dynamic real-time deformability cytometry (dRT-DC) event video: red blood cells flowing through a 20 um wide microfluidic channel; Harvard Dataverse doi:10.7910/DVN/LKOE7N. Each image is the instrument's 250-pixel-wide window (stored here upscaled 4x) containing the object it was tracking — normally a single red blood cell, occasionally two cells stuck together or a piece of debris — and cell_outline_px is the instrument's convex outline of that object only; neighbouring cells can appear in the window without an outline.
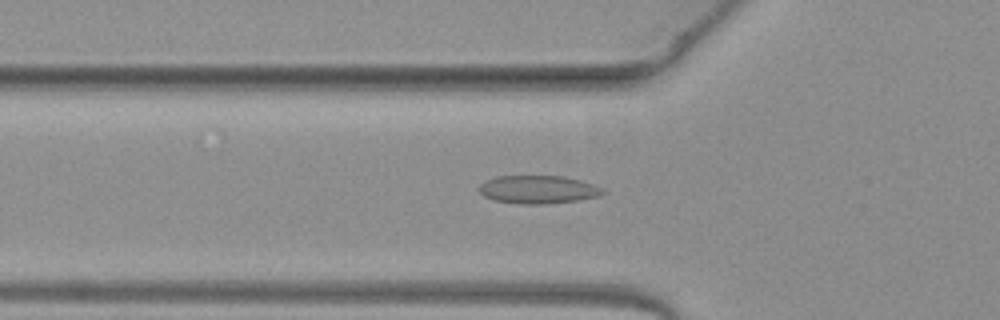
{"species": "common noctule bat (a hibernating species)", "species_latin": "Nyctalus noctula", "temperature_condition": "warm", "stored_images_in_passage": 11, "camera_frame_rate_fps": 3000, "um_per_image_px": 0.085, "animal": {"sex": "female", "body_mass_g": 19.3, "forearm_length_mm": 54.1}, "frame": {"image": 1, "passage_image": 2, "time_ms": 0.333, "image_size_px": [1000, 320], "cell_outline_px": [[604, 192], [600, 196], [576, 200], [544, 204], [520, 204], [496, 200], [484, 196], [480, 192], [480, 184], [484, 180], [496, 176], [564, 176], [580, 180], [604, 188]], "centroid_in_image_um": [45.74, 16.1], "position_along_channel_um": 80.1, "area_um2": 20.17}}
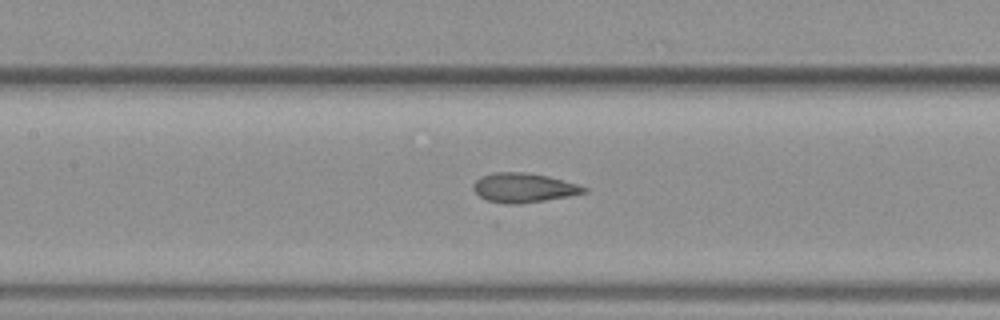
{"frame": {"image": 2, "passage_image": 8, "time_ms": 2.333, "image_size_px": [1000, 320], "cell_outline_px": [[588, 192], [568, 196], [520, 204], [504, 204], [488, 200], [480, 196], [472, 188], [476, 180], [480, 176], [496, 172], [524, 172], [548, 176], [576, 184], [588, 188]], "centroid_in_image_um": [44.5, 15.96], "position_along_channel_um": 162.9, "area_um2": 18.79}}
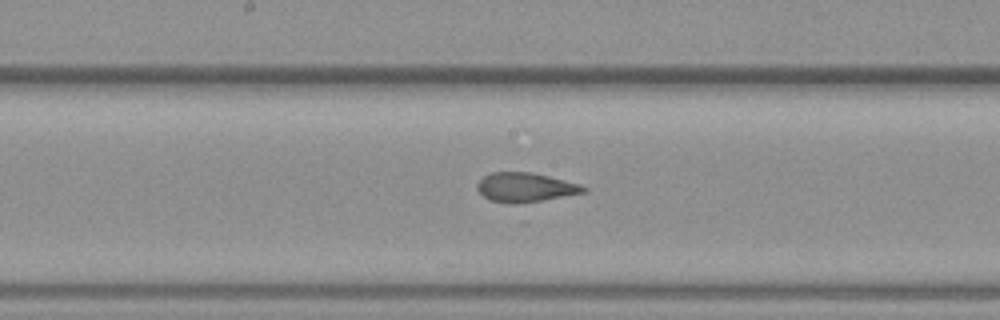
{"frame": {"image": 3, "passage_image": 11, "time_ms": 3.333, "image_size_px": [1000, 320], "cell_outline_px": [[588, 192], [516, 204], [512, 204], [492, 200], [484, 196], [476, 188], [476, 184], [484, 176], [492, 172], [532, 172], [580, 184], [588, 188]], "centroid_in_image_um": [44.66, 15.92], "position_along_channel_um": 203.5, "area_um2": 17.98}}